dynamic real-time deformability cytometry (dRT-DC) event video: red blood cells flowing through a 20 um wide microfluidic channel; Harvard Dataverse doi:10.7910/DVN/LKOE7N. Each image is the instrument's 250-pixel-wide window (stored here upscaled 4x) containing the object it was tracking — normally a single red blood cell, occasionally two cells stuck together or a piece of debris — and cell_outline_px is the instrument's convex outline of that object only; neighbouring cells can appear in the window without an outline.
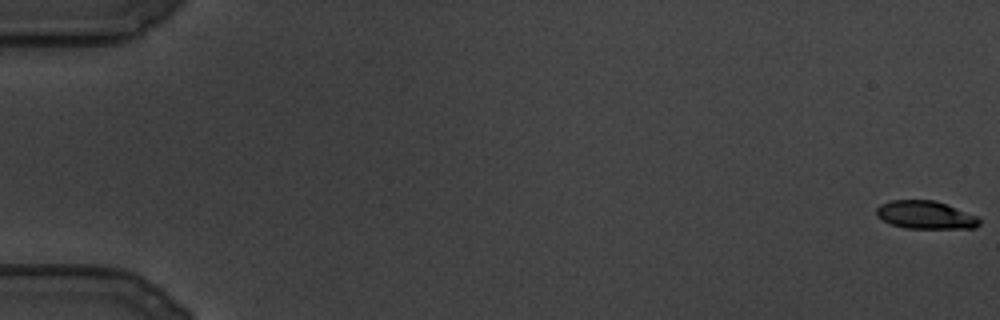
{"species": "common noctule bat (a hibernating species)", "species_latin": "Nyctalus noctula", "temperature_condition": "cold", "stored_images_in_passage": 119, "camera_frame_rate_fps": 3000, "um_per_image_px": 0.085, "animal": {"sex": "male", "body_mass_g": 19.5, "forearm_length_mm": 54.6}, "frame": {"image": 1, "passage_image": 1, "time_ms": 0.0, "image_size_px": [1000, 320], "cell_outline_px": [[980, 224], [976, 228], [904, 228], [892, 224], [876, 216], [876, 208], [880, 204], [892, 200], [936, 200], [976, 216], [980, 220]], "centroid_in_image_um": [78.65, 18.27], "position_along_channel_um": 6.4, "area_um2": 16.7}}
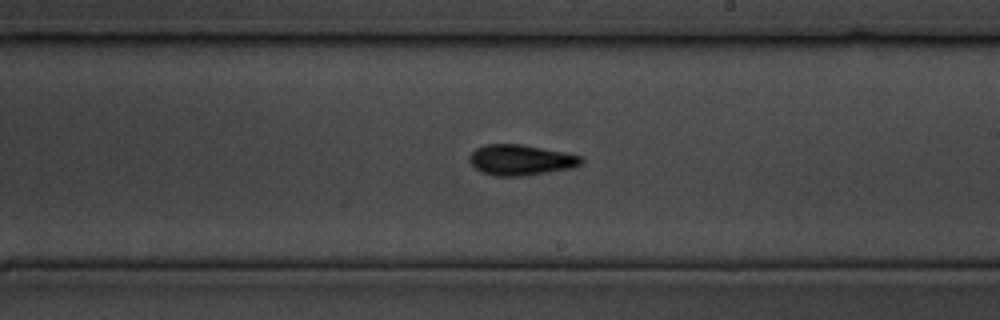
{"frame": {"image": 2, "passage_image": 71, "time_ms": 23.333, "image_size_px": [1000, 320], "cell_outline_px": [[584, 160], [580, 164], [572, 168], [548, 172], [520, 176], [496, 176], [480, 172], [468, 160], [468, 156], [476, 148], [484, 144], [520, 144], [564, 152], [584, 156]], "centroid_in_image_um": [44.25, 13.59], "position_along_channel_um": 244.7, "area_um2": 20.0}}
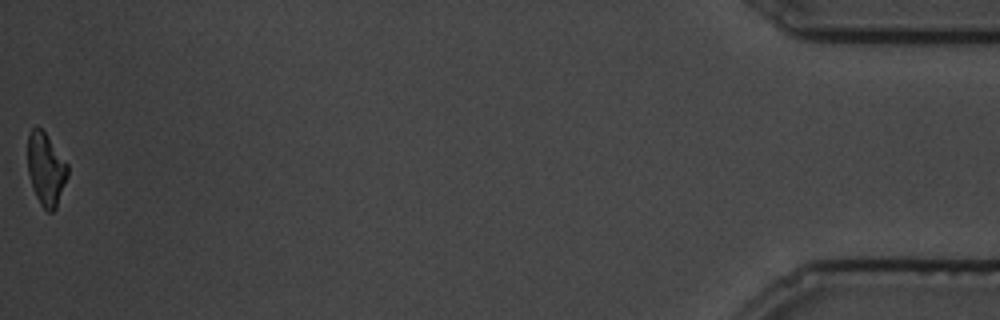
{"frame": {"image": 3, "passage_image": 119, "time_ms": 39.333, "image_size_px": [1000, 320], "cell_outline_px": [[68, 176], [56, 208], [52, 212], [48, 212], [40, 204], [32, 188], [28, 172], [28, 136], [32, 128], [36, 124], [44, 132], [68, 164]], "centroid_in_image_um": [3.9, 14.39], "position_along_channel_um": 431.3, "area_um2": 16.88}}